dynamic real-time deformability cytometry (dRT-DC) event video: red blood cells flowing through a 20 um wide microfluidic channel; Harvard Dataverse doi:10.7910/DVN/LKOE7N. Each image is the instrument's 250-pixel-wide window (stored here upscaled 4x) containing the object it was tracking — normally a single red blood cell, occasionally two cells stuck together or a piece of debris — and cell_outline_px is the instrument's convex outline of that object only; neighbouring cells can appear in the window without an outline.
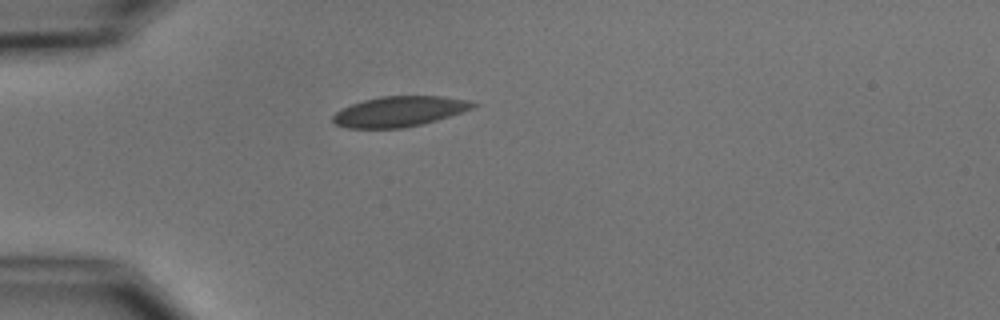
{"species": "common noctule bat (a hibernating species)", "species_latin": "Nyctalus noctula", "temperature_condition": "cold", "stored_images_in_passage": 2, "camera_frame_rate_fps": 3000, "um_per_image_px": 0.085, "animal": {"sex": "male", "body_mass_g": 15.6}, "frame": {"image": 1, "passage_image": 1, "time_ms": 0.0, "image_size_px": [1000, 320], "cell_outline_px": [[480, 104], [472, 108], [436, 120], [404, 128], [348, 128], [336, 124], [332, 120], [332, 116], [340, 108], [364, 100], [380, 96], [444, 96], [468, 100]], "centroid_in_image_um": [33.92, 9.46], "position_along_channel_um": 51.1, "area_um2": 24.62}}